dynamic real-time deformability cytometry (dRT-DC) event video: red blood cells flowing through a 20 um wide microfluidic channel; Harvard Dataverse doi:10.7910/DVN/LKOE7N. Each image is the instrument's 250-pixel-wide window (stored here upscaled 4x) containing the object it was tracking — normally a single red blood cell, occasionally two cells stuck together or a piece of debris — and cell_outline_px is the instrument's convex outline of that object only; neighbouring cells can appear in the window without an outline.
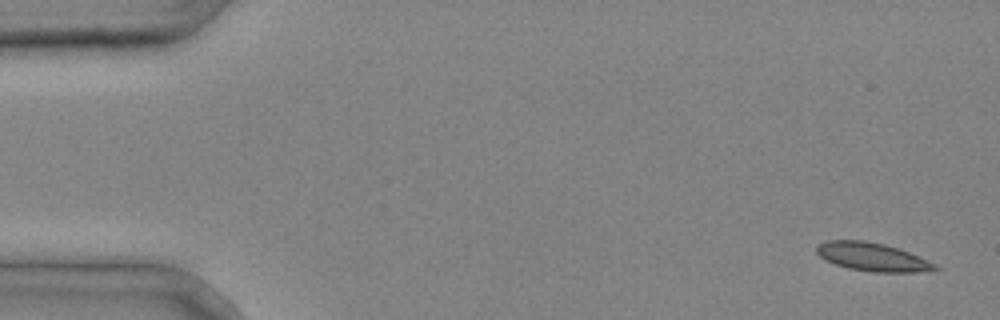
{"species": "common noctule bat (a hibernating species)", "species_latin": "Nyctalus noctula", "temperature_condition": "cold", "stored_images_in_passage": 4, "camera_frame_rate_fps": 3000, "um_per_image_px": 0.085, "animal": {"sex": "male", "body_mass_g": 20.4}, "frame": {"image": 1, "passage_image": 1, "time_ms": 0.0, "image_size_px": [1000, 320], "cell_outline_px": [[940, 268], [916, 272], [872, 272], [848, 268], [836, 264], [820, 256], [816, 252], [816, 244], [824, 240], [864, 240], [884, 244], [900, 248], [936, 264]], "centroid_in_image_um": [74.12, 21.82], "position_along_channel_um": 10.9, "area_um2": 19.54}}
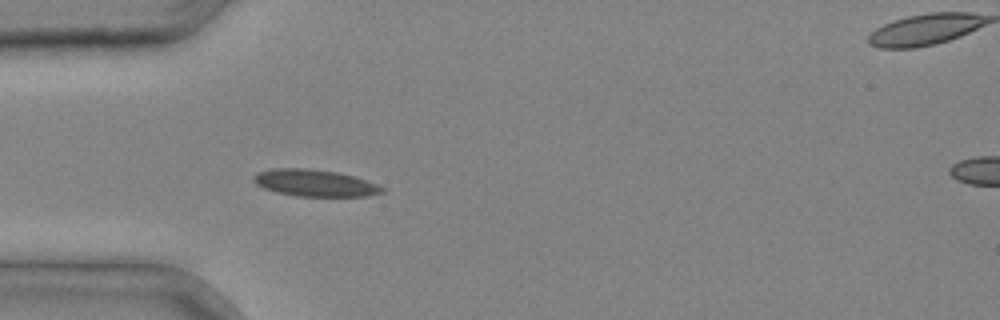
{"frame": {"image": 2, "passage_image": 3, "time_ms": 0.667, "image_size_px": [1000, 320], "cell_outline_px": [[388, 192], [368, 196], [296, 196], [276, 192], [264, 188], [256, 184], [252, 180], [252, 176], [256, 172], [272, 168], [308, 168], [340, 172], [376, 184], [384, 188]], "centroid_in_image_um": [26.73, 15.55], "position_along_channel_um": 58.3, "area_um2": 20.29}}